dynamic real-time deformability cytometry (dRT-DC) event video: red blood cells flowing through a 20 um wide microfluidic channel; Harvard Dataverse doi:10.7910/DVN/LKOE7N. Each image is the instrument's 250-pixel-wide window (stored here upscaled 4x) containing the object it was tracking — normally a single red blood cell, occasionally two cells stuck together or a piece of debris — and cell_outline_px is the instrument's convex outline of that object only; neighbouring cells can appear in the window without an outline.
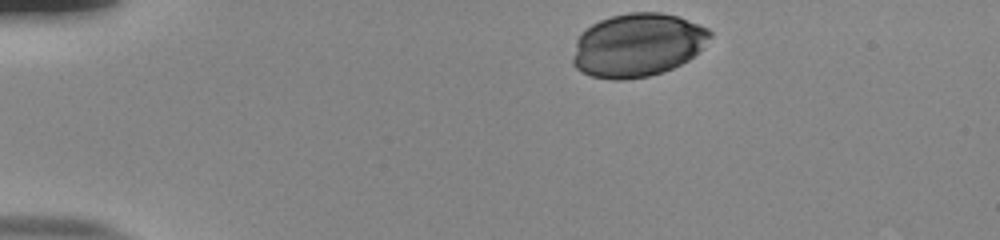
{"species": "human", "species_latin": "Homo sapiens", "temperature_condition": "room temperature", "stored_images_in_passage": 37, "camera_frame_rate_fps": 3000, "um_per_image_px": 0.085, "donor": {"sex": "male"}, "frame": {"image": 1, "passage_image": 1, "time_ms": 0.0, "image_size_px": [1000, 240], "cell_outline_px": [[712, 36], [704, 48], [688, 60], [672, 68], [648, 76], [620, 80], [616, 80], [592, 76], [580, 72], [572, 64], [572, 56], [576, 40], [580, 32], [592, 24], [600, 20], [612, 16], [628, 12], [660, 12], [676, 16], [708, 28], [712, 32]], "centroid_in_image_um": [54.17, 3.83], "position_along_channel_um": 30.8, "area_um2": 50.86}}
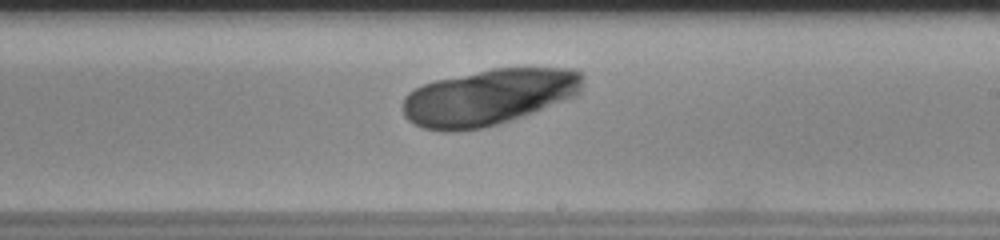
{"frame": {"image": 2, "passage_image": 24, "time_ms": 7.667, "image_size_px": [1000, 240], "cell_outline_px": [[584, 88], [576, 96], [532, 112], [496, 124], [480, 128], [456, 132], [440, 132], [424, 128], [408, 120], [404, 116], [404, 96], [408, 92], [424, 84], [436, 80], [492, 68], [572, 68], [580, 72], [584, 76]], "centroid_in_image_um": [41.55, 8.25], "position_along_channel_um": 247.4, "area_um2": 58.78}}
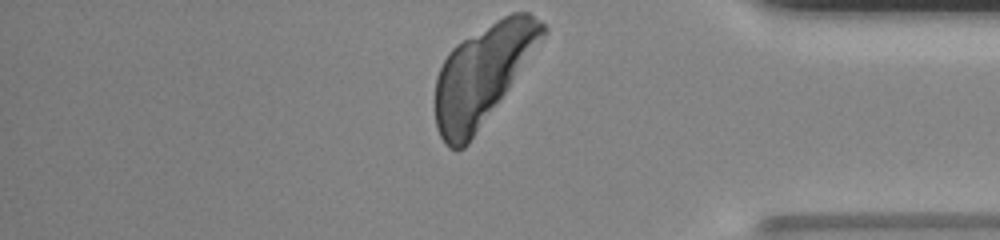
{"frame": {"image": 3, "passage_image": 37, "time_ms": 12.0, "image_size_px": [1000, 240], "cell_outline_px": [[548, 32], [468, 144], [464, 148], [456, 152], [448, 148], [444, 144], [436, 128], [436, 76], [448, 52], [456, 44], [496, 20], [512, 12], [528, 12], [540, 20], [548, 28]], "centroid_in_image_um": [41.01, 6.33], "position_along_channel_um": 394.2, "area_um2": 60.92}}